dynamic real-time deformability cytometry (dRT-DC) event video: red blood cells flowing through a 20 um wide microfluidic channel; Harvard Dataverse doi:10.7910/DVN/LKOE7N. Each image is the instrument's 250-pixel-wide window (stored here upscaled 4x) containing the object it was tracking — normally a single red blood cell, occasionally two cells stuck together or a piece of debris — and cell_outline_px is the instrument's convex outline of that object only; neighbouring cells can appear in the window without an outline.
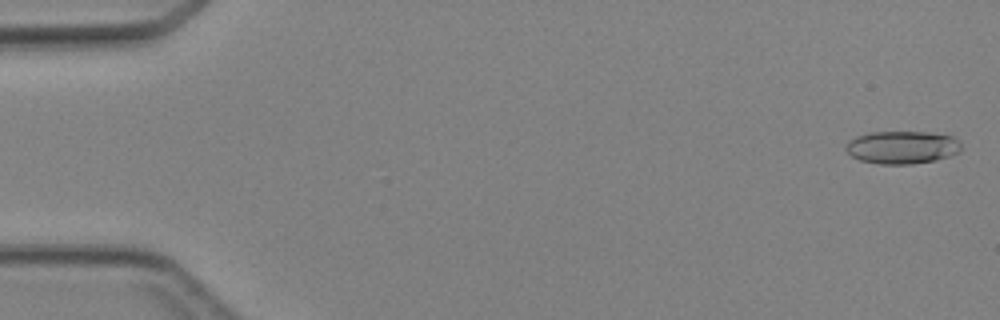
{"species": "Egyptian fruit bat (a non-hibernating species)", "species_latin": "Rousettus aegyptiacus", "temperature_condition": "cold", "stored_images_in_passage": 46, "camera_frame_rate_fps": 3000, "um_per_image_px": 0.085, "animal": {"sex": "female"}, "frame": {"image": 1, "passage_image": 1, "time_ms": 0.0, "image_size_px": [1000, 320], "cell_outline_px": [[960, 152], [952, 156], [936, 160], [912, 164], [880, 164], [860, 160], [852, 156], [844, 148], [848, 140], [856, 136], [868, 132], [928, 132], [952, 136], [960, 140]], "centroid_in_image_um": [76.69, 12.52], "position_along_channel_um": 8.3, "area_um2": 22.31}}
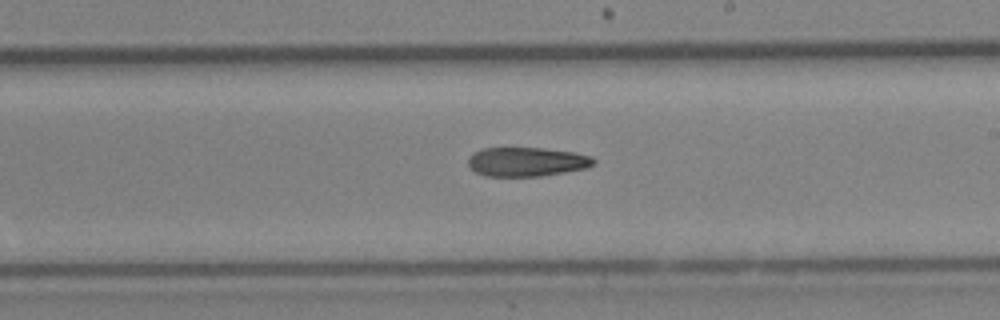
{"frame": {"image": 2, "passage_image": 27, "time_ms": 8.667, "image_size_px": [1000, 320], "cell_outline_px": [[596, 164], [588, 168], [540, 176], [484, 176], [476, 172], [468, 164], [468, 156], [484, 148], [544, 148], [572, 152], [592, 156], [596, 160]], "centroid_in_image_um": [44.81, 13.75], "position_along_channel_um": 244.2, "area_um2": 21.33}}
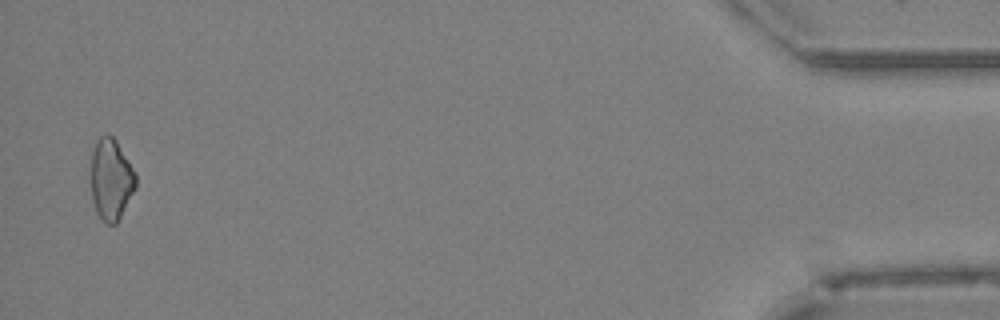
{"frame": {"image": 3, "passage_image": 45, "time_ms": 14.667, "image_size_px": [1000, 320], "cell_outline_px": [[136, 188], [116, 224], [108, 224], [96, 212], [92, 200], [92, 152], [96, 140], [100, 136], [112, 136], [116, 140], [132, 168], [136, 176]], "centroid_in_image_um": [9.44, 15.26], "position_along_channel_um": 425.8, "area_um2": 20.81}}